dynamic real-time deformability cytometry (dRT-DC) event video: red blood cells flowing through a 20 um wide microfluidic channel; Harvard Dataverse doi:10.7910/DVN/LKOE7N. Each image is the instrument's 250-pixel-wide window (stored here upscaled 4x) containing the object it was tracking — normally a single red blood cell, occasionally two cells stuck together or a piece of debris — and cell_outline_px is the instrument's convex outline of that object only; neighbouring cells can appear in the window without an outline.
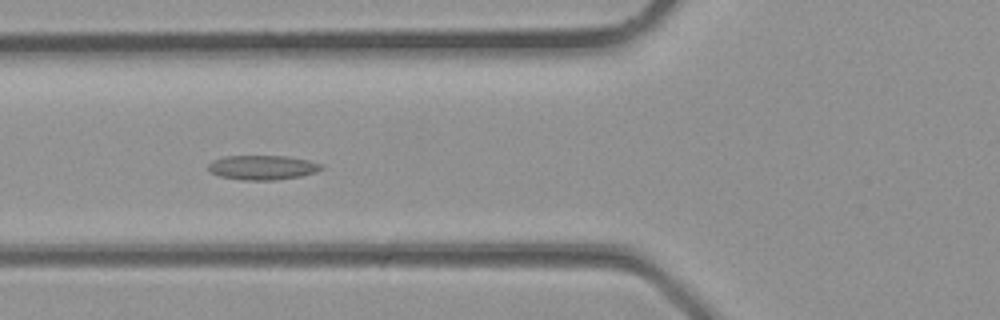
{"species": "common noctule bat (a hibernating species)", "species_latin": "Nyctalus noctula", "temperature_condition": "room temperature", "stored_images_in_passage": 27, "camera_frame_rate_fps": 3000, "um_per_image_px": 0.085, "animal": {"sex": "male", "body_mass_g": 23.1, "forearm_length_mm": 52.7}, "frame": {"image": 1, "passage_image": 4, "time_ms": 1.0, "image_size_px": [1000, 320], "cell_outline_px": [[324, 168], [316, 172], [300, 176], [272, 180], [244, 180], [220, 176], [212, 172], [208, 168], [208, 164], [212, 160], [224, 156], [288, 156], [308, 160], [324, 164]], "centroid_in_image_um": [22.34, 14.22], "position_along_channel_um": 103.5, "area_um2": 16.13}}
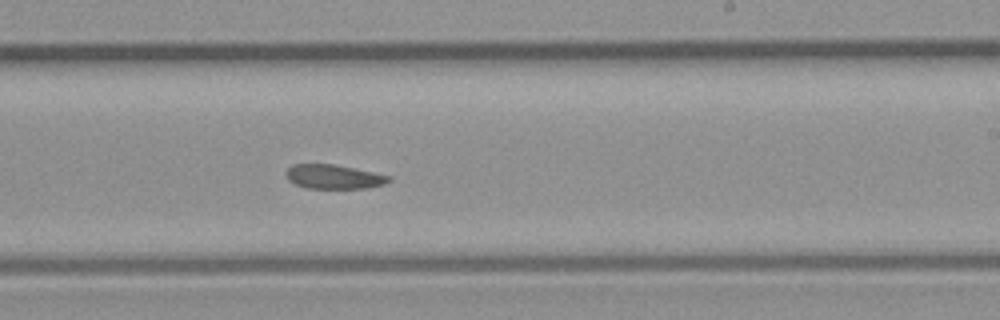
{"frame": {"image": 2, "passage_image": 12, "time_ms": 3.667, "image_size_px": [1000, 320], "cell_outline_px": [[392, 180], [384, 184], [368, 188], [308, 188], [296, 184], [288, 180], [284, 176], [284, 172], [292, 164], [332, 164], [392, 176]], "centroid_in_image_um": [28.35, 15.02], "position_along_channel_um": 260.7, "area_um2": 14.51}}
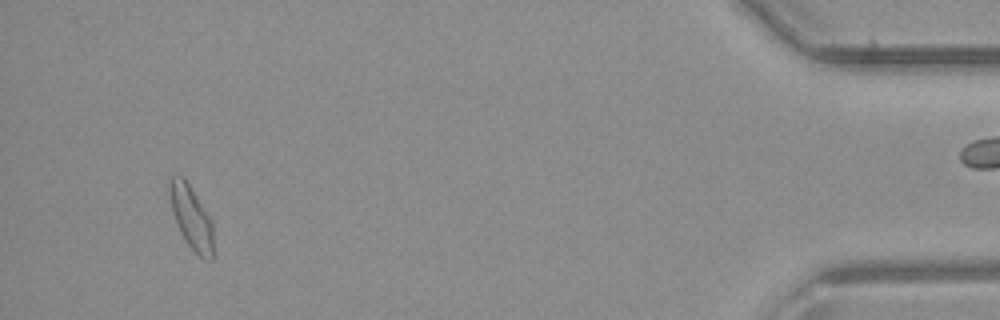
{"frame": {"image": 3, "passage_image": 24, "time_ms": 7.667, "image_size_px": [1000, 320], "cell_outline_px": [[216, 256], [212, 260], [204, 260], [188, 244], [180, 232], [172, 212], [168, 192], [168, 180], [172, 176], [184, 176], [212, 220]], "centroid_in_image_um": [16.3, 18.51], "position_along_channel_um": 418.9, "area_um2": 16.7}}